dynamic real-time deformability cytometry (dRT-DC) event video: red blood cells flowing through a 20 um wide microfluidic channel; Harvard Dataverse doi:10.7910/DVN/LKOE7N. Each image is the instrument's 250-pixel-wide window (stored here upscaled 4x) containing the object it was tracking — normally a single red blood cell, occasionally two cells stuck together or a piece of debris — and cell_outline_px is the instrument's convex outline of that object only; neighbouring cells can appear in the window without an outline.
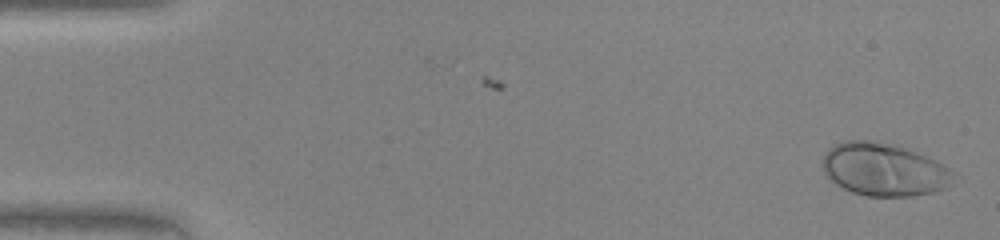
{"species": "human", "species_latin": "Homo sapiens", "temperature_condition": "warm", "stored_images_in_passage": 46, "camera_frame_rate_fps": 3000, "um_per_image_px": 0.085, "donor": {"sex": "female"}, "frame": {"image": 1, "passage_image": 1, "time_ms": 0.0, "image_size_px": [1000, 240], "cell_outline_px": [[952, 184], [944, 188], [932, 192], [912, 196], [868, 196], [852, 192], [836, 184], [824, 172], [824, 156], [828, 148], [832, 144], [844, 140], [876, 140], [900, 144], [948, 168]], "centroid_in_image_um": [75.08, 14.38], "position_along_channel_um": 9.9, "area_um2": 40.06}}
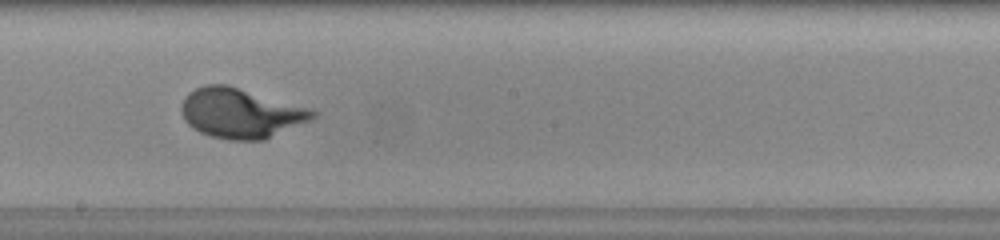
{"frame": {"image": 2, "passage_image": 26, "time_ms": 8.333, "image_size_px": [1000, 240], "cell_outline_px": [[320, 112], [312, 120], [264, 140], [228, 140], [212, 136], [200, 132], [192, 128], [184, 120], [180, 108], [184, 96], [188, 92], [204, 84], [228, 84], [312, 108]], "centroid_in_image_um": [20.49, 9.6], "position_along_channel_um": 227.7, "area_um2": 38.73}}
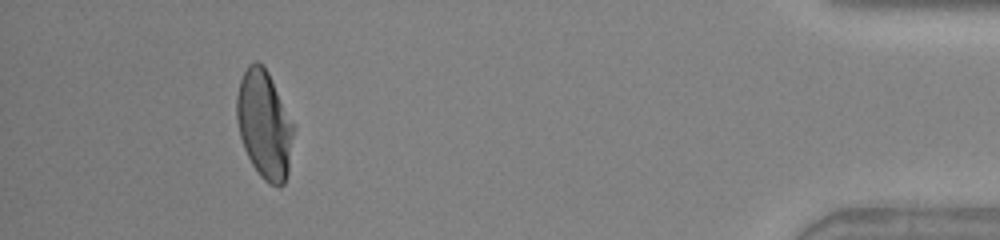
{"frame": {"image": 3, "passage_image": 43, "time_ms": 14.0, "image_size_px": [1000, 240], "cell_outline_px": [[296, 128], [288, 172], [284, 184], [268, 184], [260, 176], [252, 164], [244, 148], [240, 136], [236, 120], [236, 96], [240, 80], [248, 64], [256, 60], [264, 64]], "centroid_in_image_um": [22.47, 10.57], "position_along_channel_um": 412.7, "area_um2": 36.07}}